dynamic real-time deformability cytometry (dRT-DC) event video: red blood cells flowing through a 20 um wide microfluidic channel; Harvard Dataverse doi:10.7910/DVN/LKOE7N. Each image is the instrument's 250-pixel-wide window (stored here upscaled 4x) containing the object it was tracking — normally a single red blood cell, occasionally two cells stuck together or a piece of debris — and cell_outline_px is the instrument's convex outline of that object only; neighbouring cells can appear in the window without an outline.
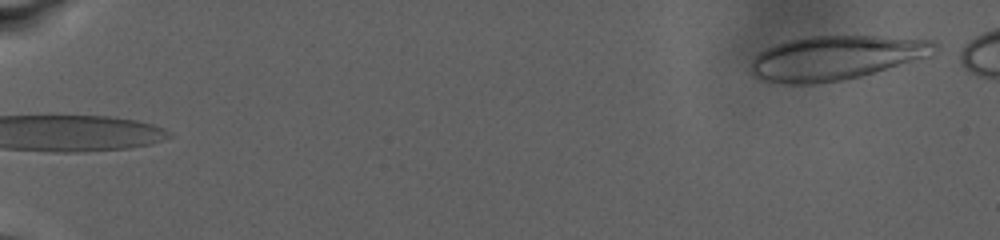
{"species": "human", "species_latin": "Homo sapiens", "temperature_condition": "warm", "stored_images_in_passage": 72, "camera_frame_rate_fps": 3000, "um_per_image_px": 0.085, "donor": {"sex": "male"}, "frame": {"image": 1, "passage_image": 1, "time_ms": 0.0, "image_size_px": [1000, 240], "cell_outline_px": [[936, 48], [928, 56], [860, 76], [844, 80], [816, 84], [780, 84], [764, 80], [756, 76], [752, 72], [752, 64], [756, 56], [760, 52], [776, 44], [808, 36], [876, 36], [932, 40], [936, 44]], "centroid_in_image_um": [71.02, 4.92], "position_along_channel_um": 14.0, "area_um2": 46.64}}
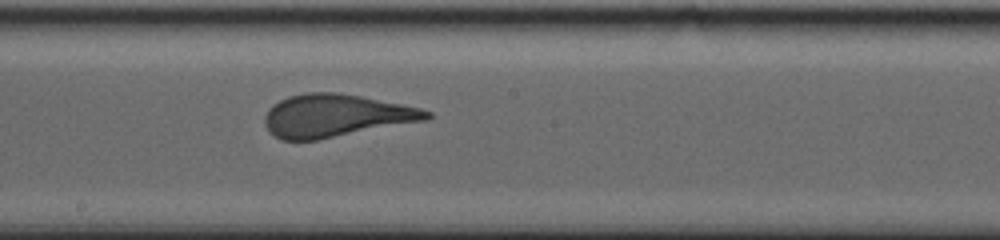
{"frame": {"image": 2, "passage_image": 43, "time_ms": 15.333, "image_size_px": [1000, 240], "cell_outline_px": [[432, 116], [428, 120], [316, 140], [280, 140], [268, 132], [264, 124], [264, 116], [268, 108], [272, 104], [288, 96], [308, 92], [336, 92], [360, 96], [420, 108], [432, 112]], "centroid_in_image_um": [28.5, 9.84], "position_along_channel_um": 219.7, "area_um2": 40.4}}
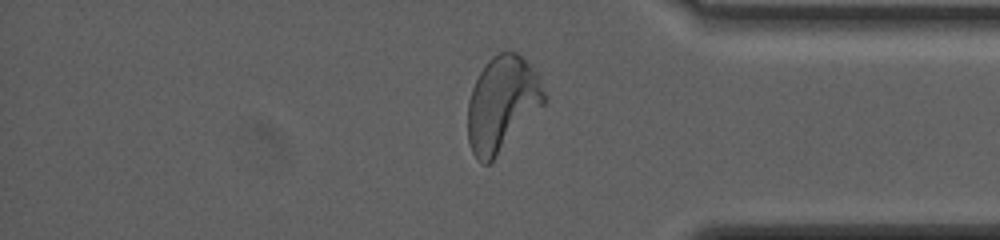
{"frame": {"image": 3, "passage_image": 61, "time_ms": 22.333, "image_size_px": [1000, 240], "cell_outline_px": [[544, 104], [496, 156], [488, 164], [484, 164], [476, 160], [472, 152], [468, 140], [468, 100], [472, 88], [480, 72], [488, 60], [492, 56], [500, 52], [516, 52], [524, 56], [536, 72], [544, 92]], "centroid_in_image_um": [42.65, 8.81], "position_along_channel_um": 392.6, "area_um2": 41.79}}